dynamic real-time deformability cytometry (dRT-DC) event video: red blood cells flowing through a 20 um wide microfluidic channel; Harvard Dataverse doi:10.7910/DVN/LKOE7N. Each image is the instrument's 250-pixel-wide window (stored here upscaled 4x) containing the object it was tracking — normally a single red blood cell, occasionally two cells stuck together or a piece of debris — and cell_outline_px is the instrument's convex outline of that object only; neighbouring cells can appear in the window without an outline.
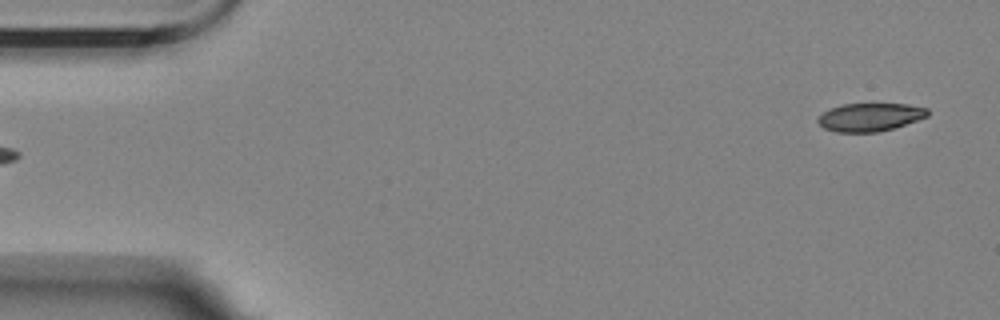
{"species": "Egyptian fruit bat (a non-hibernating species)", "species_latin": "Rousettus aegyptiacus", "temperature_condition": "room temperature", "stored_images_in_passage": 3, "segment_of_instrument_passage": [2, 2], "camera_frame_rate_fps": 3000, "um_per_image_px": 0.085, "animal": {"sex": "female"}, "frame": {"image": 1, "passage_image": 3, "time_ms": 3.0, "image_size_px": [1000, 320], "cell_outline_px": [[928, 116], [880, 132], [836, 132], [824, 128], [816, 120], [824, 112], [832, 108], [844, 104], [908, 104], [928, 108]], "centroid_in_image_um": [73.95, 9.95], "position_along_channel_um": 11.0, "area_um2": 17.74}}